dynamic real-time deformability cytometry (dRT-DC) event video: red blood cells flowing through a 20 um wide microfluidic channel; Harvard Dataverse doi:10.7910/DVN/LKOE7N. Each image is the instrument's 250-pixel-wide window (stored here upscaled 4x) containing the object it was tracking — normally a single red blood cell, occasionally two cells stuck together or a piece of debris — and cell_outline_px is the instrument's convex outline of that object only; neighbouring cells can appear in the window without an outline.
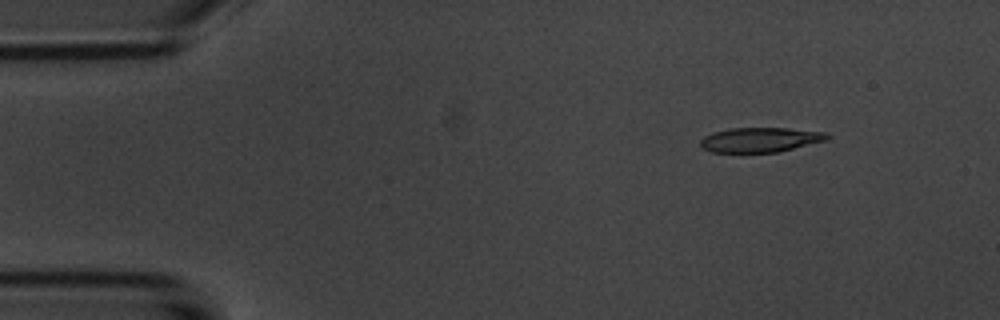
{"species": "common noctule bat (a hibernating species)", "species_latin": "Nyctalus noctula", "temperature_condition": "room temperature", "stored_images_in_passage": 4, "camera_frame_rate_fps": 3000, "um_per_image_px": 0.085, "animal": {"sex": "male", "body_mass_g": 20.1, "forearm_length_mm": 53.5}, "frame": {"image": 1, "passage_image": 2, "time_ms": 1.0, "image_size_px": [1000, 320], "cell_outline_px": [[832, 136], [828, 140], [780, 152], [712, 152], [704, 148], [700, 144], [700, 140], [704, 136], [712, 132], [732, 128], [788, 128], [824, 132]], "centroid_in_image_um": [64.66, 11.88], "position_along_channel_um": 20.3, "area_um2": 18.32}}